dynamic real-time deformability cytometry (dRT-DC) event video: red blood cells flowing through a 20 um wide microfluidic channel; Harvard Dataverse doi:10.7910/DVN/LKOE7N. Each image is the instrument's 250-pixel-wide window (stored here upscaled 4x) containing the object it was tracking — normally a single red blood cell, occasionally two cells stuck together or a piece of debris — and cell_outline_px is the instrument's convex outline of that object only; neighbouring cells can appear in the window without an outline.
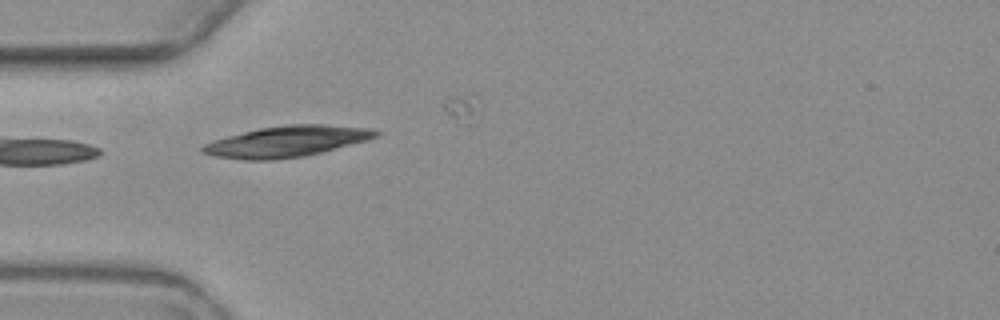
{"species": "common noctule bat (a hibernating species)", "species_latin": "Nyctalus noctula", "temperature_condition": "warm", "stored_images_in_passage": 8, "camera_frame_rate_fps": 3000, "um_per_image_px": 0.085, "animal": {"sex": "female", "body_mass_g": 19.3, "forearm_length_mm": 54.1}, "frame": {"image": 1, "passage_image": 4, "time_ms": 4.333, "image_size_px": [1000, 320], "cell_outline_px": [[380, 136], [368, 140], [304, 156], [272, 160], [244, 160], [216, 156], [200, 152], [200, 148], [204, 144], [212, 140], [260, 128], [288, 124], [324, 124], [368, 128], [380, 132]], "centroid_in_image_um": [24.37, 12.02], "position_along_channel_um": 60.6, "area_um2": 31.1}}
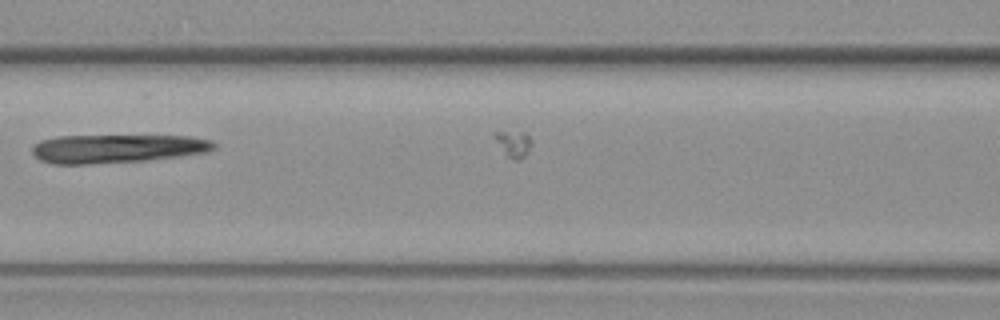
{"frame": {"image": 2, "passage_image": 6, "time_ms": 7.0, "image_size_px": [1000, 320], "cell_outline_px": [[216, 148], [208, 152], [180, 156], [148, 160], [92, 164], [52, 164], [40, 160], [32, 152], [32, 148], [40, 140], [56, 136], [192, 136], [212, 140], [216, 144]], "centroid_in_image_um": [9.97, 12.63], "position_along_channel_um": 156.6, "area_um2": 30.4}}
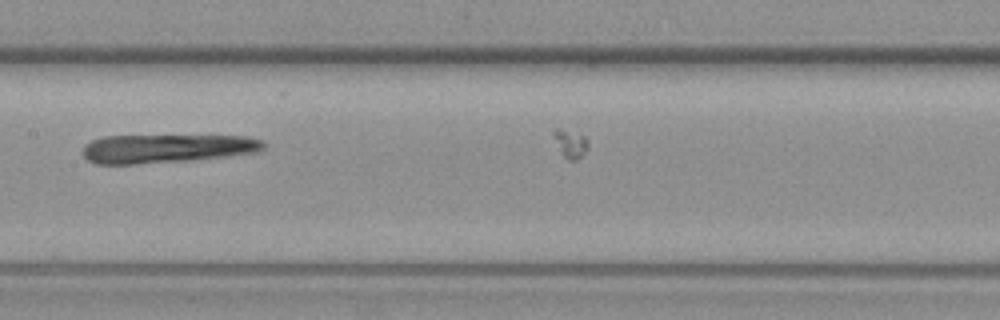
{"frame": {"image": 3, "passage_image": 7, "time_ms": 8.0, "image_size_px": [1000, 320], "cell_outline_px": [[264, 148], [256, 152], [192, 160], [136, 164], [96, 164], [88, 160], [84, 156], [84, 144], [92, 140], [104, 136], [248, 136], [264, 140]], "centroid_in_image_um": [14.15, 12.62], "position_along_channel_um": 193.2, "area_um2": 30.06}}